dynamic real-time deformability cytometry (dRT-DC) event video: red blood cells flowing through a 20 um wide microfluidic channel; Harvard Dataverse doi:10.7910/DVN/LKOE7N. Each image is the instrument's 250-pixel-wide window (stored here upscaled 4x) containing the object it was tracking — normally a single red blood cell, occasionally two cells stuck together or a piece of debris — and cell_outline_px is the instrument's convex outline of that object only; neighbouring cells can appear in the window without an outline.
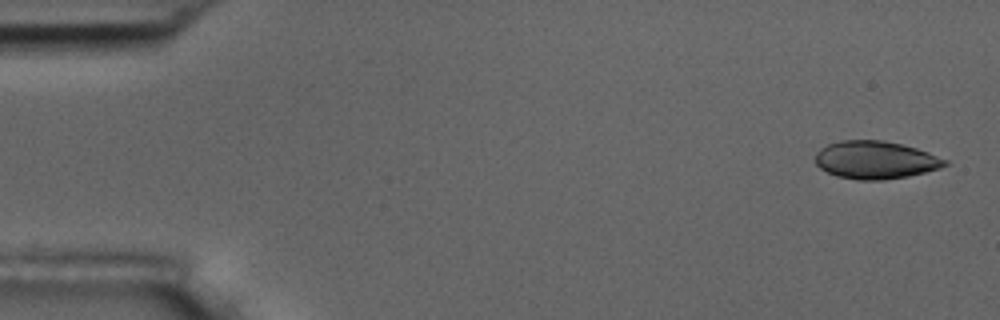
{"species": "common noctule bat (a hibernating species)", "species_latin": "Nyctalus noctula", "temperature_condition": "room temperature", "stored_images_in_passage": 5, "camera_frame_rate_fps": 3000, "um_per_image_px": 0.085, "animal": {"sex": "male", "body_mass_g": 17.5, "forearm_length_mm": 52.3}, "frame": {"image": 1, "passage_image": 1, "time_ms": 0.0, "image_size_px": [1000, 320], "cell_outline_px": [[948, 164], [940, 168], [908, 176], [880, 180], [856, 180], [836, 176], [820, 168], [816, 164], [816, 152], [820, 148], [828, 144], [840, 140], [880, 140], [900, 144], [916, 148], [928, 152], [948, 160]], "centroid_in_image_um": [74.4, 13.6], "position_along_channel_um": 10.6, "area_um2": 28.5}}
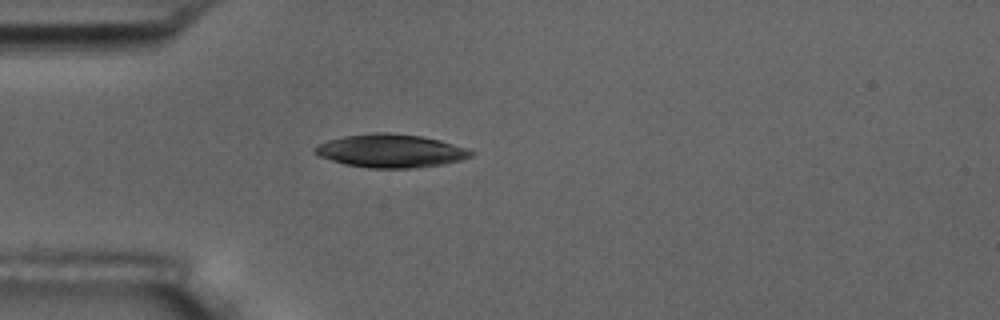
{"frame": {"image": 2, "passage_image": 5, "time_ms": 4.333, "image_size_px": [1000, 320], "cell_outline_px": [[476, 152], [472, 156], [460, 160], [444, 164], [416, 168], [368, 168], [344, 164], [320, 156], [316, 152], [316, 148], [320, 144], [328, 140], [344, 136], [372, 132], [388, 132], [420, 136], [440, 140]], "centroid_in_image_um": [33.24, 12.82], "position_along_channel_um": 51.8, "area_um2": 30.06}}